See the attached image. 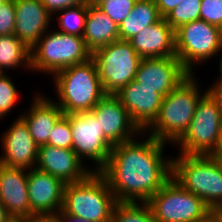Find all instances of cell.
Segmentation results:
<instances>
[{
  "label": "cell",
  "instance_id": "obj_24",
  "mask_svg": "<svg viewBox=\"0 0 222 222\" xmlns=\"http://www.w3.org/2000/svg\"><path fill=\"white\" fill-rule=\"evenodd\" d=\"M21 69L30 72V48L14 34L0 36V73ZM7 70V71H6Z\"/></svg>",
  "mask_w": 222,
  "mask_h": 222
},
{
  "label": "cell",
  "instance_id": "obj_28",
  "mask_svg": "<svg viewBox=\"0 0 222 222\" xmlns=\"http://www.w3.org/2000/svg\"><path fill=\"white\" fill-rule=\"evenodd\" d=\"M12 76L7 72L0 73V120L10 116L11 110L15 109L20 100V94ZM16 85V86H15Z\"/></svg>",
  "mask_w": 222,
  "mask_h": 222
},
{
  "label": "cell",
  "instance_id": "obj_13",
  "mask_svg": "<svg viewBox=\"0 0 222 222\" xmlns=\"http://www.w3.org/2000/svg\"><path fill=\"white\" fill-rule=\"evenodd\" d=\"M31 211L40 219H51L63 206L64 187L55 176L32 168L27 175Z\"/></svg>",
  "mask_w": 222,
  "mask_h": 222
},
{
  "label": "cell",
  "instance_id": "obj_16",
  "mask_svg": "<svg viewBox=\"0 0 222 222\" xmlns=\"http://www.w3.org/2000/svg\"><path fill=\"white\" fill-rule=\"evenodd\" d=\"M90 167L72 149L39 146L35 168L55 176L65 184L85 179L92 172Z\"/></svg>",
  "mask_w": 222,
  "mask_h": 222
},
{
  "label": "cell",
  "instance_id": "obj_17",
  "mask_svg": "<svg viewBox=\"0 0 222 222\" xmlns=\"http://www.w3.org/2000/svg\"><path fill=\"white\" fill-rule=\"evenodd\" d=\"M115 96L127 109L131 120L144 132L157 118L163 96L152 88L130 81Z\"/></svg>",
  "mask_w": 222,
  "mask_h": 222
},
{
  "label": "cell",
  "instance_id": "obj_11",
  "mask_svg": "<svg viewBox=\"0 0 222 222\" xmlns=\"http://www.w3.org/2000/svg\"><path fill=\"white\" fill-rule=\"evenodd\" d=\"M70 126L72 150L84 164L91 161L92 172H99L106 165L114 145L104 136L97 118L91 111L70 113Z\"/></svg>",
  "mask_w": 222,
  "mask_h": 222
},
{
  "label": "cell",
  "instance_id": "obj_38",
  "mask_svg": "<svg viewBox=\"0 0 222 222\" xmlns=\"http://www.w3.org/2000/svg\"><path fill=\"white\" fill-rule=\"evenodd\" d=\"M212 156L222 164V132L220 135L219 143L216 150L212 153Z\"/></svg>",
  "mask_w": 222,
  "mask_h": 222
},
{
  "label": "cell",
  "instance_id": "obj_41",
  "mask_svg": "<svg viewBox=\"0 0 222 222\" xmlns=\"http://www.w3.org/2000/svg\"><path fill=\"white\" fill-rule=\"evenodd\" d=\"M104 0H84L85 4L87 6H98L101 4Z\"/></svg>",
  "mask_w": 222,
  "mask_h": 222
},
{
  "label": "cell",
  "instance_id": "obj_43",
  "mask_svg": "<svg viewBox=\"0 0 222 222\" xmlns=\"http://www.w3.org/2000/svg\"><path fill=\"white\" fill-rule=\"evenodd\" d=\"M8 0H0V6L6 3Z\"/></svg>",
  "mask_w": 222,
  "mask_h": 222
},
{
  "label": "cell",
  "instance_id": "obj_31",
  "mask_svg": "<svg viewBox=\"0 0 222 222\" xmlns=\"http://www.w3.org/2000/svg\"><path fill=\"white\" fill-rule=\"evenodd\" d=\"M200 19L222 29V0H201Z\"/></svg>",
  "mask_w": 222,
  "mask_h": 222
},
{
  "label": "cell",
  "instance_id": "obj_35",
  "mask_svg": "<svg viewBox=\"0 0 222 222\" xmlns=\"http://www.w3.org/2000/svg\"><path fill=\"white\" fill-rule=\"evenodd\" d=\"M181 1L182 0H154L162 18L176 8Z\"/></svg>",
  "mask_w": 222,
  "mask_h": 222
},
{
  "label": "cell",
  "instance_id": "obj_22",
  "mask_svg": "<svg viewBox=\"0 0 222 222\" xmlns=\"http://www.w3.org/2000/svg\"><path fill=\"white\" fill-rule=\"evenodd\" d=\"M83 39L87 49L93 53L119 40V26L98 6H87Z\"/></svg>",
  "mask_w": 222,
  "mask_h": 222
},
{
  "label": "cell",
  "instance_id": "obj_5",
  "mask_svg": "<svg viewBox=\"0 0 222 222\" xmlns=\"http://www.w3.org/2000/svg\"><path fill=\"white\" fill-rule=\"evenodd\" d=\"M117 200L100 172H91L85 179L65 184L62 209L91 222H111Z\"/></svg>",
  "mask_w": 222,
  "mask_h": 222
},
{
  "label": "cell",
  "instance_id": "obj_26",
  "mask_svg": "<svg viewBox=\"0 0 222 222\" xmlns=\"http://www.w3.org/2000/svg\"><path fill=\"white\" fill-rule=\"evenodd\" d=\"M111 222H156L147 202H117Z\"/></svg>",
  "mask_w": 222,
  "mask_h": 222
},
{
  "label": "cell",
  "instance_id": "obj_12",
  "mask_svg": "<svg viewBox=\"0 0 222 222\" xmlns=\"http://www.w3.org/2000/svg\"><path fill=\"white\" fill-rule=\"evenodd\" d=\"M0 144L3 151L0 154L1 165L26 170L35 168L39 147L20 114L0 134Z\"/></svg>",
  "mask_w": 222,
  "mask_h": 222
},
{
  "label": "cell",
  "instance_id": "obj_8",
  "mask_svg": "<svg viewBox=\"0 0 222 222\" xmlns=\"http://www.w3.org/2000/svg\"><path fill=\"white\" fill-rule=\"evenodd\" d=\"M105 95H115L135 79L142 58L128 40H117L91 53Z\"/></svg>",
  "mask_w": 222,
  "mask_h": 222
},
{
  "label": "cell",
  "instance_id": "obj_30",
  "mask_svg": "<svg viewBox=\"0 0 222 222\" xmlns=\"http://www.w3.org/2000/svg\"><path fill=\"white\" fill-rule=\"evenodd\" d=\"M136 0H104L98 7L118 26L131 13Z\"/></svg>",
  "mask_w": 222,
  "mask_h": 222
},
{
  "label": "cell",
  "instance_id": "obj_6",
  "mask_svg": "<svg viewBox=\"0 0 222 222\" xmlns=\"http://www.w3.org/2000/svg\"><path fill=\"white\" fill-rule=\"evenodd\" d=\"M91 59L83 37L48 30L30 48L31 73L41 72L51 77L58 71Z\"/></svg>",
  "mask_w": 222,
  "mask_h": 222
},
{
  "label": "cell",
  "instance_id": "obj_36",
  "mask_svg": "<svg viewBox=\"0 0 222 222\" xmlns=\"http://www.w3.org/2000/svg\"><path fill=\"white\" fill-rule=\"evenodd\" d=\"M50 220L52 222H91L66 213L63 209H60Z\"/></svg>",
  "mask_w": 222,
  "mask_h": 222
},
{
  "label": "cell",
  "instance_id": "obj_7",
  "mask_svg": "<svg viewBox=\"0 0 222 222\" xmlns=\"http://www.w3.org/2000/svg\"><path fill=\"white\" fill-rule=\"evenodd\" d=\"M175 51L176 57L191 74L196 73L198 64L206 65L215 56L221 65L222 29L201 19L181 25L175 30Z\"/></svg>",
  "mask_w": 222,
  "mask_h": 222
},
{
  "label": "cell",
  "instance_id": "obj_42",
  "mask_svg": "<svg viewBox=\"0 0 222 222\" xmlns=\"http://www.w3.org/2000/svg\"><path fill=\"white\" fill-rule=\"evenodd\" d=\"M216 211L219 213V215L221 216L222 218V206L217 208Z\"/></svg>",
  "mask_w": 222,
  "mask_h": 222
},
{
  "label": "cell",
  "instance_id": "obj_14",
  "mask_svg": "<svg viewBox=\"0 0 222 222\" xmlns=\"http://www.w3.org/2000/svg\"><path fill=\"white\" fill-rule=\"evenodd\" d=\"M189 74L177 57L142 58L134 80L165 97Z\"/></svg>",
  "mask_w": 222,
  "mask_h": 222
},
{
  "label": "cell",
  "instance_id": "obj_3",
  "mask_svg": "<svg viewBox=\"0 0 222 222\" xmlns=\"http://www.w3.org/2000/svg\"><path fill=\"white\" fill-rule=\"evenodd\" d=\"M52 79L64 114L91 111L105 96L92 59L56 72Z\"/></svg>",
  "mask_w": 222,
  "mask_h": 222
},
{
  "label": "cell",
  "instance_id": "obj_39",
  "mask_svg": "<svg viewBox=\"0 0 222 222\" xmlns=\"http://www.w3.org/2000/svg\"><path fill=\"white\" fill-rule=\"evenodd\" d=\"M12 219L4 205L0 202V222H10Z\"/></svg>",
  "mask_w": 222,
  "mask_h": 222
},
{
  "label": "cell",
  "instance_id": "obj_1",
  "mask_svg": "<svg viewBox=\"0 0 222 222\" xmlns=\"http://www.w3.org/2000/svg\"><path fill=\"white\" fill-rule=\"evenodd\" d=\"M166 145L141 132L138 138L113 146L99 172L118 202H147L172 178V157L165 156Z\"/></svg>",
  "mask_w": 222,
  "mask_h": 222
},
{
  "label": "cell",
  "instance_id": "obj_29",
  "mask_svg": "<svg viewBox=\"0 0 222 222\" xmlns=\"http://www.w3.org/2000/svg\"><path fill=\"white\" fill-rule=\"evenodd\" d=\"M47 145L72 149L70 114H64L55 124L48 137Z\"/></svg>",
  "mask_w": 222,
  "mask_h": 222
},
{
  "label": "cell",
  "instance_id": "obj_2",
  "mask_svg": "<svg viewBox=\"0 0 222 222\" xmlns=\"http://www.w3.org/2000/svg\"><path fill=\"white\" fill-rule=\"evenodd\" d=\"M196 77V73H190L163 97L157 118L144 131L147 135L172 146L183 136L193 119L198 101L207 92H202L203 87Z\"/></svg>",
  "mask_w": 222,
  "mask_h": 222
},
{
  "label": "cell",
  "instance_id": "obj_33",
  "mask_svg": "<svg viewBox=\"0 0 222 222\" xmlns=\"http://www.w3.org/2000/svg\"><path fill=\"white\" fill-rule=\"evenodd\" d=\"M41 2L52 16L63 9L85 4L84 0H41Z\"/></svg>",
  "mask_w": 222,
  "mask_h": 222
},
{
  "label": "cell",
  "instance_id": "obj_20",
  "mask_svg": "<svg viewBox=\"0 0 222 222\" xmlns=\"http://www.w3.org/2000/svg\"><path fill=\"white\" fill-rule=\"evenodd\" d=\"M30 106L23 111L20 118L26 123L35 143L39 146L47 145L49 134L56 122L64 115L54 98L45 94H33Z\"/></svg>",
  "mask_w": 222,
  "mask_h": 222
},
{
  "label": "cell",
  "instance_id": "obj_21",
  "mask_svg": "<svg viewBox=\"0 0 222 222\" xmlns=\"http://www.w3.org/2000/svg\"><path fill=\"white\" fill-rule=\"evenodd\" d=\"M128 41L141 58L176 57L175 30L164 18Z\"/></svg>",
  "mask_w": 222,
  "mask_h": 222
},
{
  "label": "cell",
  "instance_id": "obj_19",
  "mask_svg": "<svg viewBox=\"0 0 222 222\" xmlns=\"http://www.w3.org/2000/svg\"><path fill=\"white\" fill-rule=\"evenodd\" d=\"M14 35L31 48L49 29L53 16L41 0H14ZM52 20V21H51Z\"/></svg>",
  "mask_w": 222,
  "mask_h": 222
},
{
  "label": "cell",
  "instance_id": "obj_25",
  "mask_svg": "<svg viewBox=\"0 0 222 222\" xmlns=\"http://www.w3.org/2000/svg\"><path fill=\"white\" fill-rule=\"evenodd\" d=\"M87 17V5L81 4L69 7L57 12L53 18H56V30L66 34H74L83 37L85 22Z\"/></svg>",
  "mask_w": 222,
  "mask_h": 222
},
{
  "label": "cell",
  "instance_id": "obj_18",
  "mask_svg": "<svg viewBox=\"0 0 222 222\" xmlns=\"http://www.w3.org/2000/svg\"><path fill=\"white\" fill-rule=\"evenodd\" d=\"M28 170L0 164V202L13 219L38 218L30 209Z\"/></svg>",
  "mask_w": 222,
  "mask_h": 222
},
{
  "label": "cell",
  "instance_id": "obj_44",
  "mask_svg": "<svg viewBox=\"0 0 222 222\" xmlns=\"http://www.w3.org/2000/svg\"><path fill=\"white\" fill-rule=\"evenodd\" d=\"M42 222H52L50 219L43 220Z\"/></svg>",
  "mask_w": 222,
  "mask_h": 222
},
{
  "label": "cell",
  "instance_id": "obj_9",
  "mask_svg": "<svg viewBox=\"0 0 222 222\" xmlns=\"http://www.w3.org/2000/svg\"><path fill=\"white\" fill-rule=\"evenodd\" d=\"M222 132V113L215 100L206 92L198 101L187 131L173 145L178 154L212 155ZM178 146V147H177Z\"/></svg>",
  "mask_w": 222,
  "mask_h": 222
},
{
  "label": "cell",
  "instance_id": "obj_10",
  "mask_svg": "<svg viewBox=\"0 0 222 222\" xmlns=\"http://www.w3.org/2000/svg\"><path fill=\"white\" fill-rule=\"evenodd\" d=\"M156 222H198L211 209L171 178L148 201Z\"/></svg>",
  "mask_w": 222,
  "mask_h": 222
},
{
  "label": "cell",
  "instance_id": "obj_27",
  "mask_svg": "<svg viewBox=\"0 0 222 222\" xmlns=\"http://www.w3.org/2000/svg\"><path fill=\"white\" fill-rule=\"evenodd\" d=\"M201 0H182L164 19L176 30L181 25L200 19Z\"/></svg>",
  "mask_w": 222,
  "mask_h": 222
},
{
  "label": "cell",
  "instance_id": "obj_34",
  "mask_svg": "<svg viewBox=\"0 0 222 222\" xmlns=\"http://www.w3.org/2000/svg\"><path fill=\"white\" fill-rule=\"evenodd\" d=\"M218 67L219 76L217 75V80H213L215 82L211 83V85L209 84L206 90L207 93L215 100L222 113V64Z\"/></svg>",
  "mask_w": 222,
  "mask_h": 222
},
{
  "label": "cell",
  "instance_id": "obj_23",
  "mask_svg": "<svg viewBox=\"0 0 222 222\" xmlns=\"http://www.w3.org/2000/svg\"><path fill=\"white\" fill-rule=\"evenodd\" d=\"M161 18L154 0H136L131 13L119 25V39L129 40Z\"/></svg>",
  "mask_w": 222,
  "mask_h": 222
},
{
  "label": "cell",
  "instance_id": "obj_4",
  "mask_svg": "<svg viewBox=\"0 0 222 222\" xmlns=\"http://www.w3.org/2000/svg\"><path fill=\"white\" fill-rule=\"evenodd\" d=\"M172 178L211 210L222 206V164L212 155L172 156Z\"/></svg>",
  "mask_w": 222,
  "mask_h": 222
},
{
  "label": "cell",
  "instance_id": "obj_15",
  "mask_svg": "<svg viewBox=\"0 0 222 222\" xmlns=\"http://www.w3.org/2000/svg\"><path fill=\"white\" fill-rule=\"evenodd\" d=\"M91 112L113 145L135 139L142 132L115 95H105Z\"/></svg>",
  "mask_w": 222,
  "mask_h": 222
},
{
  "label": "cell",
  "instance_id": "obj_40",
  "mask_svg": "<svg viewBox=\"0 0 222 222\" xmlns=\"http://www.w3.org/2000/svg\"><path fill=\"white\" fill-rule=\"evenodd\" d=\"M44 219L32 218V219H12L10 222H42Z\"/></svg>",
  "mask_w": 222,
  "mask_h": 222
},
{
  "label": "cell",
  "instance_id": "obj_32",
  "mask_svg": "<svg viewBox=\"0 0 222 222\" xmlns=\"http://www.w3.org/2000/svg\"><path fill=\"white\" fill-rule=\"evenodd\" d=\"M15 29L14 0H8L0 6V36L12 35Z\"/></svg>",
  "mask_w": 222,
  "mask_h": 222
},
{
  "label": "cell",
  "instance_id": "obj_37",
  "mask_svg": "<svg viewBox=\"0 0 222 222\" xmlns=\"http://www.w3.org/2000/svg\"><path fill=\"white\" fill-rule=\"evenodd\" d=\"M198 222H222V218L216 210H210L201 220Z\"/></svg>",
  "mask_w": 222,
  "mask_h": 222
}]
</instances>
